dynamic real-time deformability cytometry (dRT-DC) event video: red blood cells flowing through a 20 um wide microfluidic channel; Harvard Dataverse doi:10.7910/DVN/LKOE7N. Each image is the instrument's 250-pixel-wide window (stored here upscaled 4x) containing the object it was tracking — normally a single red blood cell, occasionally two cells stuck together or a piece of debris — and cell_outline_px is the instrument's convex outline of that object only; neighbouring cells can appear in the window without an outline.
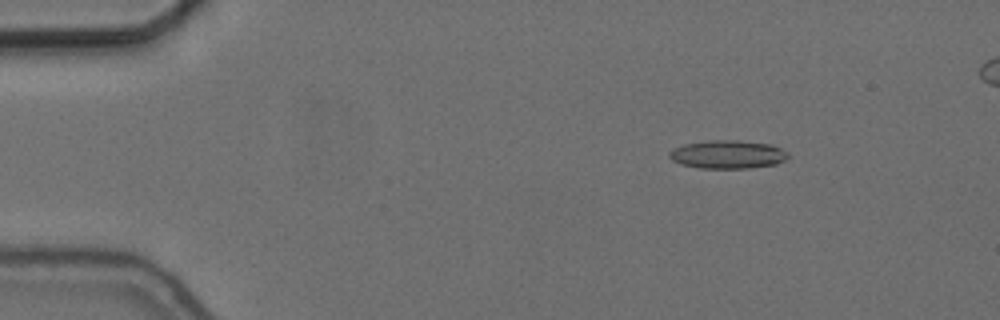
{"species": "common noctule bat (a hibernating species)", "species_latin": "Nyctalus noctula", "temperature_condition": "cold", "stored_images_in_passage": 6, "camera_frame_rate_fps": 3000, "um_per_image_px": 0.085, "animal": {"sex": "female", "body_mass_g": 24.6, "forearm_length_mm": 56.2}, "frame": {"image": 1, "passage_image": 3, "time_ms": 2.333, "image_size_px": [1000, 320], "cell_outline_px": [[788, 160], [776, 164], [748, 168], [700, 168], [680, 164], [672, 160], [668, 156], [668, 152], [684, 144], [712, 140], [736, 140], [772, 144], [788, 152]], "centroid_in_image_um": [61.88, 13.13], "position_along_channel_um": 23.1, "area_um2": 19.65}}